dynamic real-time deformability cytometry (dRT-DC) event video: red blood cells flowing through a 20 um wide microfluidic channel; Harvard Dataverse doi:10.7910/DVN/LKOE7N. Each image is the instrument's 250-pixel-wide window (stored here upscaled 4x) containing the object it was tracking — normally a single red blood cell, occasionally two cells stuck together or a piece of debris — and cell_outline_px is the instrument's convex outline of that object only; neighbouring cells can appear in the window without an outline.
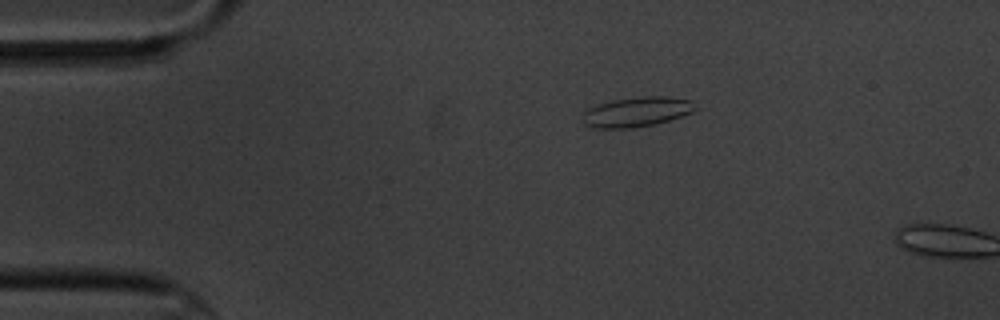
{"species": "common noctule bat (a hibernating species)", "species_latin": "Nyctalus noctula", "temperature_condition": "cold", "stored_images_in_passage": 2, "camera_frame_rate_fps": 3000, "um_per_image_px": 0.085, "animal": {"sex": "male", "body_mass_g": 20.1, "forearm_length_mm": 53.5}, "frame": {"image": 1, "passage_image": 1, "time_ms": 0.0, "image_size_px": [1000, 320], "cell_outline_px": [[700, 108], [692, 112], [656, 124], [632, 128], [596, 128], [584, 124], [584, 112], [588, 108], [612, 100], [644, 96], [668, 96], [692, 100]], "centroid_in_image_um": [54.18, 9.5], "position_along_channel_um": 30.8, "area_um2": 19.59}}